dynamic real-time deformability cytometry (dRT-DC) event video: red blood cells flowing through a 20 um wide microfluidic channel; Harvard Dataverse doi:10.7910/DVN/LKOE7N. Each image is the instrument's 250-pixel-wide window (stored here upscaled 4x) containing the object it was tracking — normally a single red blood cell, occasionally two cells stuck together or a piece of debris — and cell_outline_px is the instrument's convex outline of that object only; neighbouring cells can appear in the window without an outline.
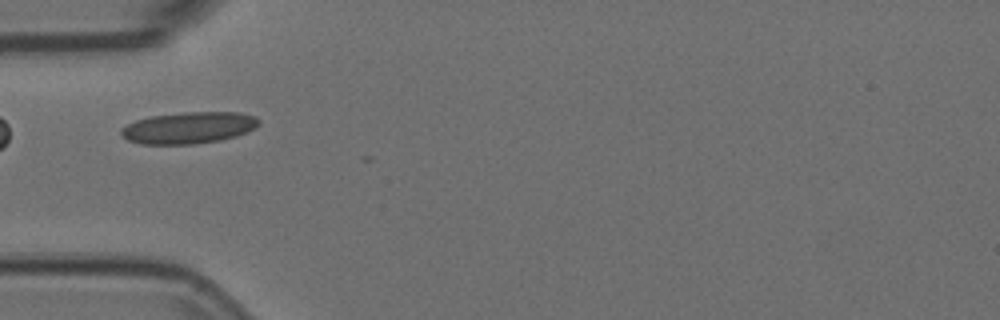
{"species": "Egyptian fruit bat (a non-hibernating species)", "species_latin": "Rousettus aegyptiacus", "temperature_condition": "room temperature", "stored_images_in_passage": 4, "camera_frame_rate_fps": 3000, "um_per_image_px": 0.085, "animal": {"sex": "female"}, "frame": {"image": 1, "passage_image": 3, "time_ms": 0.667, "image_size_px": [1000, 320], "cell_outline_px": [[260, 124], [256, 128], [236, 136], [220, 140], [192, 144], [140, 144], [128, 140], [120, 132], [120, 128], [136, 120], [148, 116], [184, 112], [240, 112], [256, 116], [260, 120]], "centroid_in_image_um": [16.06, 10.85], "position_along_channel_um": 68.9, "area_um2": 25.55}}